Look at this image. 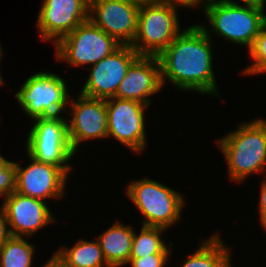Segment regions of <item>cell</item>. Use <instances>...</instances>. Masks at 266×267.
I'll return each mask as SVG.
<instances>
[{"label":"cell","instance_id":"33","mask_svg":"<svg viewBox=\"0 0 266 267\" xmlns=\"http://www.w3.org/2000/svg\"><path fill=\"white\" fill-rule=\"evenodd\" d=\"M4 85V82H3V79H2V76L0 74V86Z\"/></svg>","mask_w":266,"mask_h":267},{"label":"cell","instance_id":"19","mask_svg":"<svg viewBox=\"0 0 266 267\" xmlns=\"http://www.w3.org/2000/svg\"><path fill=\"white\" fill-rule=\"evenodd\" d=\"M60 248L54 253L71 267H109L97 239H80L70 248Z\"/></svg>","mask_w":266,"mask_h":267},{"label":"cell","instance_id":"34","mask_svg":"<svg viewBox=\"0 0 266 267\" xmlns=\"http://www.w3.org/2000/svg\"><path fill=\"white\" fill-rule=\"evenodd\" d=\"M262 227L266 230V222L262 225Z\"/></svg>","mask_w":266,"mask_h":267},{"label":"cell","instance_id":"27","mask_svg":"<svg viewBox=\"0 0 266 267\" xmlns=\"http://www.w3.org/2000/svg\"><path fill=\"white\" fill-rule=\"evenodd\" d=\"M243 1L245 6H254V7H264L266 0H240ZM203 2H215L219 4H227V5H240L232 0H203Z\"/></svg>","mask_w":266,"mask_h":267},{"label":"cell","instance_id":"29","mask_svg":"<svg viewBox=\"0 0 266 267\" xmlns=\"http://www.w3.org/2000/svg\"><path fill=\"white\" fill-rule=\"evenodd\" d=\"M164 2H173L176 4H179L180 6L192 8V7H197L203 0H163Z\"/></svg>","mask_w":266,"mask_h":267},{"label":"cell","instance_id":"8","mask_svg":"<svg viewBox=\"0 0 266 267\" xmlns=\"http://www.w3.org/2000/svg\"><path fill=\"white\" fill-rule=\"evenodd\" d=\"M120 45L88 19L54 45L55 58L74 65L75 68L86 64L92 66Z\"/></svg>","mask_w":266,"mask_h":267},{"label":"cell","instance_id":"14","mask_svg":"<svg viewBox=\"0 0 266 267\" xmlns=\"http://www.w3.org/2000/svg\"><path fill=\"white\" fill-rule=\"evenodd\" d=\"M28 157L31 162L25 168L15 162L16 192L43 201L63 197L68 174L62 168Z\"/></svg>","mask_w":266,"mask_h":267},{"label":"cell","instance_id":"16","mask_svg":"<svg viewBox=\"0 0 266 267\" xmlns=\"http://www.w3.org/2000/svg\"><path fill=\"white\" fill-rule=\"evenodd\" d=\"M163 87L160 63L155 56H139L129 67L120 82L116 98L139 101L151 105L149 96L157 94Z\"/></svg>","mask_w":266,"mask_h":267},{"label":"cell","instance_id":"6","mask_svg":"<svg viewBox=\"0 0 266 267\" xmlns=\"http://www.w3.org/2000/svg\"><path fill=\"white\" fill-rule=\"evenodd\" d=\"M61 116L36 118L27 137L26 152L39 162L62 168L67 174L72 170L67 165L74 157L69 138L67 120Z\"/></svg>","mask_w":266,"mask_h":267},{"label":"cell","instance_id":"21","mask_svg":"<svg viewBox=\"0 0 266 267\" xmlns=\"http://www.w3.org/2000/svg\"><path fill=\"white\" fill-rule=\"evenodd\" d=\"M34 247L24 237L10 236L0 247V267H31Z\"/></svg>","mask_w":266,"mask_h":267},{"label":"cell","instance_id":"1","mask_svg":"<svg viewBox=\"0 0 266 267\" xmlns=\"http://www.w3.org/2000/svg\"><path fill=\"white\" fill-rule=\"evenodd\" d=\"M211 35L198 24L184 30L157 57L162 84L179 90L220 96L213 71Z\"/></svg>","mask_w":266,"mask_h":267},{"label":"cell","instance_id":"28","mask_svg":"<svg viewBox=\"0 0 266 267\" xmlns=\"http://www.w3.org/2000/svg\"><path fill=\"white\" fill-rule=\"evenodd\" d=\"M51 259L47 260L43 267H71L67 265L61 258H59L55 253Z\"/></svg>","mask_w":266,"mask_h":267},{"label":"cell","instance_id":"7","mask_svg":"<svg viewBox=\"0 0 266 267\" xmlns=\"http://www.w3.org/2000/svg\"><path fill=\"white\" fill-rule=\"evenodd\" d=\"M66 81L56 73L37 72L26 79L15 97L31 119L60 116L68 110Z\"/></svg>","mask_w":266,"mask_h":267},{"label":"cell","instance_id":"15","mask_svg":"<svg viewBox=\"0 0 266 267\" xmlns=\"http://www.w3.org/2000/svg\"><path fill=\"white\" fill-rule=\"evenodd\" d=\"M46 201L24 196L16 191L2 203L11 236L31 237L41 228L53 223V215Z\"/></svg>","mask_w":266,"mask_h":267},{"label":"cell","instance_id":"25","mask_svg":"<svg viewBox=\"0 0 266 267\" xmlns=\"http://www.w3.org/2000/svg\"><path fill=\"white\" fill-rule=\"evenodd\" d=\"M11 236L3 205L0 207V247Z\"/></svg>","mask_w":266,"mask_h":267},{"label":"cell","instance_id":"31","mask_svg":"<svg viewBox=\"0 0 266 267\" xmlns=\"http://www.w3.org/2000/svg\"><path fill=\"white\" fill-rule=\"evenodd\" d=\"M262 30L266 33V14H263L262 17Z\"/></svg>","mask_w":266,"mask_h":267},{"label":"cell","instance_id":"3","mask_svg":"<svg viewBox=\"0 0 266 267\" xmlns=\"http://www.w3.org/2000/svg\"><path fill=\"white\" fill-rule=\"evenodd\" d=\"M125 192L143 214L142 226L168 229L182 217L183 195L160 182L150 178L131 181Z\"/></svg>","mask_w":266,"mask_h":267},{"label":"cell","instance_id":"26","mask_svg":"<svg viewBox=\"0 0 266 267\" xmlns=\"http://www.w3.org/2000/svg\"><path fill=\"white\" fill-rule=\"evenodd\" d=\"M261 190L259 197V213H260V223L263 225L266 222V179L260 184Z\"/></svg>","mask_w":266,"mask_h":267},{"label":"cell","instance_id":"22","mask_svg":"<svg viewBox=\"0 0 266 267\" xmlns=\"http://www.w3.org/2000/svg\"><path fill=\"white\" fill-rule=\"evenodd\" d=\"M249 54L254 60L253 64L246 67L242 73L250 74H265L266 73V33L261 30L255 37L252 46L249 49Z\"/></svg>","mask_w":266,"mask_h":267},{"label":"cell","instance_id":"24","mask_svg":"<svg viewBox=\"0 0 266 267\" xmlns=\"http://www.w3.org/2000/svg\"><path fill=\"white\" fill-rule=\"evenodd\" d=\"M171 254H150L141 258H129L131 267H165Z\"/></svg>","mask_w":266,"mask_h":267},{"label":"cell","instance_id":"32","mask_svg":"<svg viewBox=\"0 0 266 267\" xmlns=\"http://www.w3.org/2000/svg\"><path fill=\"white\" fill-rule=\"evenodd\" d=\"M2 55H3V49H1V45H0V61L2 60Z\"/></svg>","mask_w":266,"mask_h":267},{"label":"cell","instance_id":"11","mask_svg":"<svg viewBox=\"0 0 266 267\" xmlns=\"http://www.w3.org/2000/svg\"><path fill=\"white\" fill-rule=\"evenodd\" d=\"M139 10L129 0H89V19L121 45L135 40Z\"/></svg>","mask_w":266,"mask_h":267},{"label":"cell","instance_id":"13","mask_svg":"<svg viewBox=\"0 0 266 267\" xmlns=\"http://www.w3.org/2000/svg\"><path fill=\"white\" fill-rule=\"evenodd\" d=\"M72 110L67 122L68 138L72 150L77 152L84 141L107 138V107L105 99L91 98L78 94L69 102ZM80 143V144H79Z\"/></svg>","mask_w":266,"mask_h":267},{"label":"cell","instance_id":"2","mask_svg":"<svg viewBox=\"0 0 266 267\" xmlns=\"http://www.w3.org/2000/svg\"><path fill=\"white\" fill-rule=\"evenodd\" d=\"M223 153L230 180L242 182L266 170V120L242 122L237 129L216 141Z\"/></svg>","mask_w":266,"mask_h":267},{"label":"cell","instance_id":"20","mask_svg":"<svg viewBox=\"0 0 266 267\" xmlns=\"http://www.w3.org/2000/svg\"><path fill=\"white\" fill-rule=\"evenodd\" d=\"M165 231L162 227L141 226L139 235L134 232L130 258H141L150 254H171L170 248L160 237Z\"/></svg>","mask_w":266,"mask_h":267},{"label":"cell","instance_id":"30","mask_svg":"<svg viewBox=\"0 0 266 267\" xmlns=\"http://www.w3.org/2000/svg\"><path fill=\"white\" fill-rule=\"evenodd\" d=\"M129 1L136 3L139 7L144 5H159L164 2L163 0H129Z\"/></svg>","mask_w":266,"mask_h":267},{"label":"cell","instance_id":"9","mask_svg":"<svg viewBox=\"0 0 266 267\" xmlns=\"http://www.w3.org/2000/svg\"><path fill=\"white\" fill-rule=\"evenodd\" d=\"M107 137L113 136L132 152H143L147 137L145 131V110L149 106L139 101L106 99Z\"/></svg>","mask_w":266,"mask_h":267},{"label":"cell","instance_id":"10","mask_svg":"<svg viewBox=\"0 0 266 267\" xmlns=\"http://www.w3.org/2000/svg\"><path fill=\"white\" fill-rule=\"evenodd\" d=\"M139 56L131 45H120L91 68H86L90 73L80 94L105 100L115 97L120 82Z\"/></svg>","mask_w":266,"mask_h":267},{"label":"cell","instance_id":"5","mask_svg":"<svg viewBox=\"0 0 266 267\" xmlns=\"http://www.w3.org/2000/svg\"><path fill=\"white\" fill-rule=\"evenodd\" d=\"M177 5L180 7L173 2H163L140 7L137 35L131 45L140 56L158 57L182 32Z\"/></svg>","mask_w":266,"mask_h":267},{"label":"cell","instance_id":"23","mask_svg":"<svg viewBox=\"0 0 266 267\" xmlns=\"http://www.w3.org/2000/svg\"><path fill=\"white\" fill-rule=\"evenodd\" d=\"M16 191L15 162L5 159L0 154V196L7 197Z\"/></svg>","mask_w":266,"mask_h":267},{"label":"cell","instance_id":"12","mask_svg":"<svg viewBox=\"0 0 266 267\" xmlns=\"http://www.w3.org/2000/svg\"><path fill=\"white\" fill-rule=\"evenodd\" d=\"M89 19V0H43L37 28L43 41L56 44Z\"/></svg>","mask_w":266,"mask_h":267},{"label":"cell","instance_id":"17","mask_svg":"<svg viewBox=\"0 0 266 267\" xmlns=\"http://www.w3.org/2000/svg\"><path fill=\"white\" fill-rule=\"evenodd\" d=\"M133 236L131 225L117 221L97 236L109 267H122L129 262Z\"/></svg>","mask_w":266,"mask_h":267},{"label":"cell","instance_id":"18","mask_svg":"<svg viewBox=\"0 0 266 267\" xmlns=\"http://www.w3.org/2000/svg\"><path fill=\"white\" fill-rule=\"evenodd\" d=\"M220 234L203 240L198 249L191 254L182 267H232L231 251L222 243Z\"/></svg>","mask_w":266,"mask_h":267},{"label":"cell","instance_id":"4","mask_svg":"<svg viewBox=\"0 0 266 267\" xmlns=\"http://www.w3.org/2000/svg\"><path fill=\"white\" fill-rule=\"evenodd\" d=\"M201 4L210 27L205 24L199 25L208 35L213 32L234 44L250 49L255 37L262 30L264 7L227 5L215 2ZM208 27L209 29H207Z\"/></svg>","mask_w":266,"mask_h":267}]
</instances>
